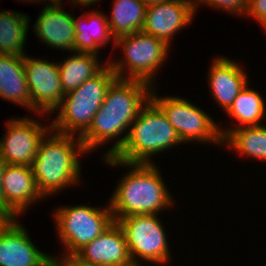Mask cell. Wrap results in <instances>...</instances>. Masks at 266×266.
<instances>
[{"label":"cell","instance_id":"6da1fadb","mask_svg":"<svg viewBox=\"0 0 266 266\" xmlns=\"http://www.w3.org/2000/svg\"><path fill=\"white\" fill-rule=\"evenodd\" d=\"M152 88L142 81L117 78L108 88L89 128L80 136L85 151L89 154L116 138L118 141L102 156L113 157L124 145L132 122L151 99Z\"/></svg>","mask_w":266,"mask_h":266},{"label":"cell","instance_id":"7a4b0ae2","mask_svg":"<svg viewBox=\"0 0 266 266\" xmlns=\"http://www.w3.org/2000/svg\"><path fill=\"white\" fill-rule=\"evenodd\" d=\"M102 159L109 166L130 170L123 174L107 201L115 222L131 215L159 214L175 203L157 165L124 163L113 157Z\"/></svg>","mask_w":266,"mask_h":266},{"label":"cell","instance_id":"3957f363","mask_svg":"<svg viewBox=\"0 0 266 266\" xmlns=\"http://www.w3.org/2000/svg\"><path fill=\"white\" fill-rule=\"evenodd\" d=\"M76 137L51 129L41 140L32 169L37 189L44 199L80 183L83 175L79 158L88 153L80 137Z\"/></svg>","mask_w":266,"mask_h":266},{"label":"cell","instance_id":"277c9868","mask_svg":"<svg viewBox=\"0 0 266 266\" xmlns=\"http://www.w3.org/2000/svg\"><path fill=\"white\" fill-rule=\"evenodd\" d=\"M183 145L175 128L150 99L132 122L126 141L113 158L130 164H155L152 156Z\"/></svg>","mask_w":266,"mask_h":266},{"label":"cell","instance_id":"5b68a950","mask_svg":"<svg viewBox=\"0 0 266 266\" xmlns=\"http://www.w3.org/2000/svg\"><path fill=\"white\" fill-rule=\"evenodd\" d=\"M116 79V74L107 64L97 75L65 93L61 104L53 112L58 114L50 122L51 129L60 134L80 137L89 128L108 88Z\"/></svg>","mask_w":266,"mask_h":266},{"label":"cell","instance_id":"8992f818","mask_svg":"<svg viewBox=\"0 0 266 266\" xmlns=\"http://www.w3.org/2000/svg\"><path fill=\"white\" fill-rule=\"evenodd\" d=\"M114 47L122 48L124 53L117 61H108L118 79L138 80L157 87L156 71L168 60L169 46L165 42L141 30L115 39Z\"/></svg>","mask_w":266,"mask_h":266},{"label":"cell","instance_id":"52a82bcc","mask_svg":"<svg viewBox=\"0 0 266 266\" xmlns=\"http://www.w3.org/2000/svg\"><path fill=\"white\" fill-rule=\"evenodd\" d=\"M53 216L59 243L65 249L60 256H73L115 222L109 204L101 208L83 204L61 206Z\"/></svg>","mask_w":266,"mask_h":266},{"label":"cell","instance_id":"ba28073f","mask_svg":"<svg viewBox=\"0 0 266 266\" xmlns=\"http://www.w3.org/2000/svg\"><path fill=\"white\" fill-rule=\"evenodd\" d=\"M156 87L151 90V100L166 115L170 124L175 128L181 141L188 143L217 144L222 146V136L219 124L207 112L190 103L186 98L177 96H160ZM159 96V97H158ZM194 141V142H193Z\"/></svg>","mask_w":266,"mask_h":266},{"label":"cell","instance_id":"9c48e42d","mask_svg":"<svg viewBox=\"0 0 266 266\" xmlns=\"http://www.w3.org/2000/svg\"><path fill=\"white\" fill-rule=\"evenodd\" d=\"M159 219L158 214H147L126 216L116 221L124 232L134 266H142L139 259L162 266L171 261L167 233Z\"/></svg>","mask_w":266,"mask_h":266},{"label":"cell","instance_id":"30bf717a","mask_svg":"<svg viewBox=\"0 0 266 266\" xmlns=\"http://www.w3.org/2000/svg\"><path fill=\"white\" fill-rule=\"evenodd\" d=\"M26 116L6 121V134L0 140V158L6 164L32 166L38 147L51 130L39 120Z\"/></svg>","mask_w":266,"mask_h":266},{"label":"cell","instance_id":"8fae6325","mask_svg":"<svg viewBox=\"0 0 266 266\" xmlns=\"http://www.w3.org/2000/svg\"><path fill=\"white\" fill-rule=\"evenodd\" d=\"M24 70L31 96L32 111L48 116L61 104L64 91L61 86L58 62L24 55ZM42 114V115H41Z\"/></svg>","mask_w":266,"mask_h":266},{"label":"cell","instance_id":"7c38bea8","mask_svg":"<svg viewBox=\"0 0 266 266\" xmlns=\"http://www.w3.org/2000/svg\"><path fill=\"white\" fill-rule=\"evenodd\" d=\"M16 220L0 232V266H51L52 256L39 250L24 225Z\"/></svg>","mask_w":266,"mask_h":266},{"label":"cell","instance_id":"4fadbf2b","mask_svg":"<svg viewBox=\"0 0 266 266\" xmlns=\"http://www.w3.org/2000/svg\"><path fill=\"white\" fill-rule=\"evenodd\" d=\"M194 17L195 12L190 0H169L149 5L142 31L171 46V39L191 24Z\"/></svg>","mask_w":266,"mask_h":266},{"label":"cell","instance_id":"5bb4252c","mask_svg":"<svg viewBox=\"0 0 266 266\" xmlns=\"http://www.w3.org/2000/svg\"><path fill=\"white\" fill-rule=\"evenodd\" d=\"M2 196L4 211L13 219L18 218L40 199L32 166L6 164L3 172Z\"/></svg>","mask_w":266,"mask_h":266},{"label":"cell","instance_id":"9a60e30c","mask_svg":"<svg viewBox=\"0 0 266 266\" xmlns=\"http://www.w3.org/2000/svg\"><path fill=\"white\" fill-rule=\"evenodd\" d=\"M73 256L91 266H134L124 232L117 222Z\"/></svg>","mask_w":266,"mask_h":266},{"label":"cell","instance_id":"2e32d148","mask_svg":"<svg viewBox=\"0 0 266 266\" xmlns=\"http://www.w3.org/2000/svg\"><path fill=\"white\" fill-rule=\"evenodd\" d=\"M64 0L55 4H45L34 23L33 33L39 38L40 43L51 48L74 52L75 29L73 15L63 9ZM62 2V3H61Z\"/></svg>","mask_w":266,"mask_h":266},{"label":"cell","instance_id":"e0dca14e","mask_svg":"<svg viewBox=\"0 0 266 266\" xmlns=\"http://www.w3.org/2000/svg\"><path fill=\"white\" fill-rule=\"evenodd\" d=\"M209 66L208 84L214 101L226 112L248 84V74L233 59L214 57Z\"/></svg>","mask_w":266,"mask_h":266},{"label":"cell","instance_id":"ac0fdd59","mask_svg":"<svg viewBox=\"0 0 266 266\" xmlns=\"http://www.w3.org/2000/svg\"><path fill=\"white\" fill-rule=\"evenodd\" d=\"M89 13H83L77 18L73 15L75 29L74 52L100 54V49L106 47L109 41L115 38L109 28L107 16L95 9ZM83 22V23H82Z\"/></svg>","mask_w":266,"mask_h":266},{"label":"cell","instance_id":"d6986e66","mask_svg":"<svg viewBox=\"0 0 266 266\" xmlns=\"http://www.w3.org/2000/svg\"><path fill=\"white\" fill-rule=\"evenodd\" d=\"M0 97L24 109L27 107L34 113L24 70V56L0 54Z\"/></svg>","mask_w":266,"mask_h":266},{"label":"cell","instance_id":"ffe728a7","mask_svg":"<svg viewBox=\"0 0 266 266\" xmlns=\"http://www.w3.org/2000/svg\"><path fill=\"white\" fill-rule=\"evenodd\" d=\"M249 86L250 85L248 83L234 99L230 108L225 112L226 115L230 116V118H234L233 120H236V123L234 126H229L225 129H221V126L219 127L222 139L235 128L258 126L263 124L261 121L266 117V105L264 98L257 90H254Z\"/></svg>","mask_w":266,"mask_h":266},{"label":"cell","instance_id":"44dd1931","mask_svg":"<svg viewBox=\"0 0 266 266\" xmlns=\"http://www.w3.org/2000/svg\"><path fill=\"white\" fill-rule=\"evenodd\" d=\"M61 62H58L61 86L64 93L78 88L86 80L97 75L107 64L101 63L97 54L73 52Z\"/></svg>","mask_w":266,"mask_h":266},{"label":"cell","instance_id":"7402d4cb","mask_svg":"<svg viewBox=\"0 0 266 266\" xmlns=\"http://www.w3.org/2000/svg\"><path fill=\"white\" fill-rule=\"evenodd\" d=\"M27 14L3 10L0 12V54L24 56L29 18Z\"/></svg>","mask_w":266,"mask_h":266},{"label":"cell","instance_id":"603a6c76","mask_svg":"<svg viewBox=\"0 0 266 266\" xmlns=\"http://www.w3.org/2000/svg\"><path fill=\"white\" fill-rule=\"evenodd\" d=\"M111 16H107L112 36H121L141 31L144 27L147 6L142 0L112 1Z\"/></svg>","mask_w":266,"mask_h":266},{"label":"cell","instance_id":"cb8c5ba5","mask_svg":"<svg viewBox=\"0 0 266 266\" xmlns=\"http://www.w3.org/2000/svg\"><path fill=\"white\" fill-rule=\"evenodd\" d=\"M266 124L245 126L231 130L222 144L230 150L243 155V158H254L266 162Z\"/></svg>","mask_w":266,"mask_h":266},{"label":"cell","instance_id":"d4e9b609","mask_svg":"<svg viewBox=\"0 0 266 266\" xmlns=\"http://www.w3.org/2000/svg\"><path fill=\"white\" fill-rule=\"evenodd\" d=\"M196 14L200 6L207 4L206 6L212 7V9H217L219 11L228 12L232 15H243L244 17L247 11L248 0H190ZM199 6V8H198Z\"/></svg>","mask_w":266,"mask_h":266},{"label":"cell","instance_id":"484cf974","mask_svg":"<svg viewBox=\"0 0 266 266\" xmlns=\"http://www.w3.org/2000/svg\"><path fill=\"white\" fill-rule=\"evenodd\" d=\"M245 15L254 18L266 31V0H248Z\"/></svg>","mask_w":266,"mask_h":266},{"label":"cell","instance_id":"4316f807","mask_svg":"<svg viewBox=\"0 0 266 266\" xmlns=\"http://www.w3.org/2000/svg\"><path fill=\"white\" fill-rule=\"evenodd\" d=\"M51 266H91L79 261L74 256H53L51 259Z\"/></svg>","mask_w":266,"mask_h":266},{"label":"cell","instance_id":"83f0119b","mask_svg":"<svg viewBox=\"0 0 266 266\" xmlns=\"http://www.w3.org/2000/svg\"><path fill=\"white\" fill-rule=\"evenodd\" d=\"M6 167V163L0 158V209L4 211V201L2 196L3 188V172Z\"/></svg>","mask_w":266,"mask_h":266},{"label":"cell","instance_id":"f1b7e54d","mask_svg":"<svg viewBox=\"0 0 266 266\" xmlns=\"http://www.w3.org/2000/svg\"><path fill=\"white\" fill-rule=\"evenodd\" d=\"M12 219L13 218L7 212L0 209V232Z\"/></svg>","mask_w":266,"mask_h":266},{"label":"cell","instance_id":"f546056e","mask_svg":"<svg viewBox=\"0 0 266 266\" xmlns=\"http://www.w3.org/2000/svg\"><path fill=\"white\" fill-rule=\"evenodd\" d=\"M69 1H71L70 3L73 4L75 7L76 5L87 7V6H92V4H95L97 2L100 3L102 0H69Z\"/></svg>","mask_w":266,"mask_h":266},{"label":"cell","instance_id":"4dcf8cb0","mask_svg":"<svg viewBox=\"0 0 266 266\" xmlns=\"http://www.w3.org/2000/svg\"><path fill=\"white\" fill-rule=\"evenodd\" d=\"M146 6L153 5V4H158L162 2H167L169 0H142Z\"/></svg>","mask_w":266,"mask_h":266},{"label":"cell","instance_id":"1f68e13d","mask_svg":"<svg viewBox=\"0 0 266 266\" xmlns=\"http://www.w3.org/2000/svg\"><path fill=\"white\" fill-rule=\"evenodd\" d=\"M22 1H23V2H27V3H29V2H31V3H32V2H33V3H34V2H36V3H39V2H40V3H41L43 0H21V2H22ZM44 1H47V0H44ZM49 1H50V2H49ZM57 1H59V0H48V2H49L48 5L55 4Z\"/></svg>","mask_w":266,"mask_h":266}]
</instances>
